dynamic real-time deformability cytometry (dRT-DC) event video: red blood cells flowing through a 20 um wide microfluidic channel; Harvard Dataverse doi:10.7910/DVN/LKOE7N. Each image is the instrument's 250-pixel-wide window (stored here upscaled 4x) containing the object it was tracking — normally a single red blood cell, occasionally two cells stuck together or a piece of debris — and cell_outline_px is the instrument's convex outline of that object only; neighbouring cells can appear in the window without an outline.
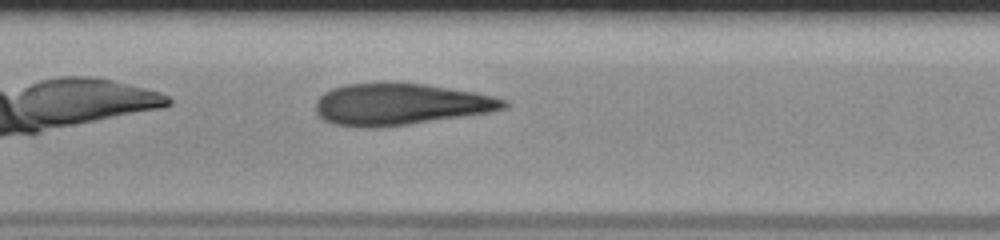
{"species": "human", "species_latin": "Homo sapiens", "temperature_condition": "room temperature", "stored_images_in_passage": 34, "camera_frame_rate_fps": 3000, "um_per_image_px": 0.085, "donor": {"sex": "male"}, "frame": {"image": 1, "passage_image": 10, "time_ms": 3.0, "image_size_px": [1000, 240], "cell_outline_px": [[508, 108], [492, 112], [380, 128], [356, 128], [332, 124], [324, 120], [316, 112], [316, 100], [324, 92], [332, 88], [348, 84], [428, 84], [472, 92], [492, 96], [504, 100], [508, 104]], "centroid_in_image_um": [34.0, 8.89], "position_along_channel_um": 173.4, "area_um2": 45.37}, "authors_computed_cell_mechanics": {"area_um2": 46.4134, "velocity_mm_per_s": 3.9006, "shape_relaxation_time_tau1_ms": 9.2858, "shape_relaxation_time_tau2_ms": 1.5316, "deformation_change_tau1": 0.2672, "deformation_change_tau2": 0.0959}}